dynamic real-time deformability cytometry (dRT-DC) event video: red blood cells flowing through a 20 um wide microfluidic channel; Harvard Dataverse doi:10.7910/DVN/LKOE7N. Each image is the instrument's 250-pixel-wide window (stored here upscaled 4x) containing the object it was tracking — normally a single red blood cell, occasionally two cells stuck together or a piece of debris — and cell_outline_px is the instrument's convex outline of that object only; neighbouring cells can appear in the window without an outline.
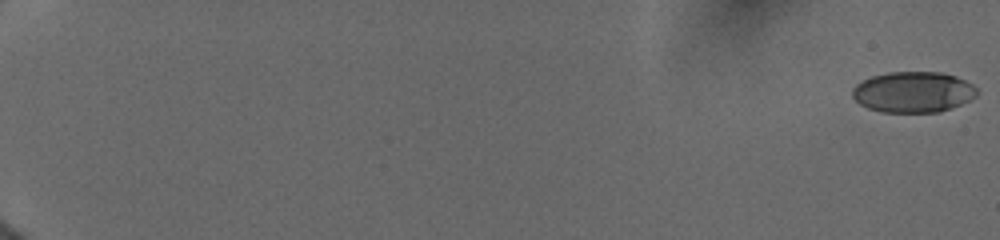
{"species": "human", "species_latin": "Homo sapiens", "temperature_condition": "cold", "stored_images_in_passage": 10, "camera_frame_rate_fps": 3000, "um_per_image_px": 0.085, "donor": {"sex": "female"}, "frame": {"image": 1, "passage_image": 1, "time_ms": 0.0, "image_size_px": [1000, 240], "cell_outline_px": [[976, 96], [952, 108], [940, 112], [880, 112], [868, 108], [860, 104], [852, 96], [852, 88], [856, 84], [872, 76], [888, 72], [940, 72], [956, 76], [972, 84], [976, 88]], "centroid_in_image_um": [77.6, 7.82], "position_along_channel_um": 7.4, "area_um2": 29.59}}
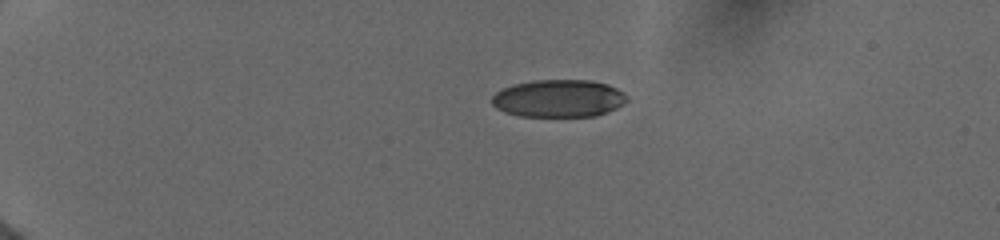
{"frame": {"image": 2, "passage_image": 5, "time_ms": 4.667, "image_size_px": [1000, 240], "cell_outline_px": [[628, 100], [616, 108], [596, 116], [520, 116], [504, 112], [496, 108], [492, 104], [492, 96], [496, 92], [512, 84], [532, 80], [588, 80], [608, 84], [616, 88], [628, 96]], "centroid_in_image_um": [47.47, 8.36], "position_along_channel_um": 37.5, "area_um2": 29.59}}
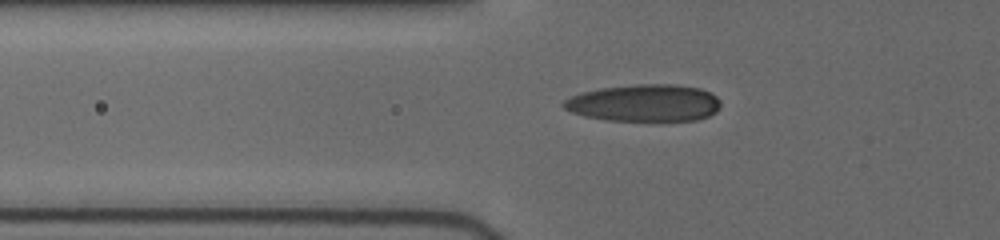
{"frame": {"image": 3, "passage_image": 9, "time_ms": 7.333, "image_size_px": [1000, 240], "cell_outline_px": [[720, 108], [716, 112], [708, 116], [696, 120], [608, 120], [584, 116], [572, 112], [564, 108], [560, 104], [564, 100], [580, 92], [600, 88], [636, 84], [676, 84], [700, 88], [716, 96], [720, 100]], "centroid_in_image_um": [54.76, 8.74], "position_along_channel_um": 71.0, "area_um2": 33.99}}